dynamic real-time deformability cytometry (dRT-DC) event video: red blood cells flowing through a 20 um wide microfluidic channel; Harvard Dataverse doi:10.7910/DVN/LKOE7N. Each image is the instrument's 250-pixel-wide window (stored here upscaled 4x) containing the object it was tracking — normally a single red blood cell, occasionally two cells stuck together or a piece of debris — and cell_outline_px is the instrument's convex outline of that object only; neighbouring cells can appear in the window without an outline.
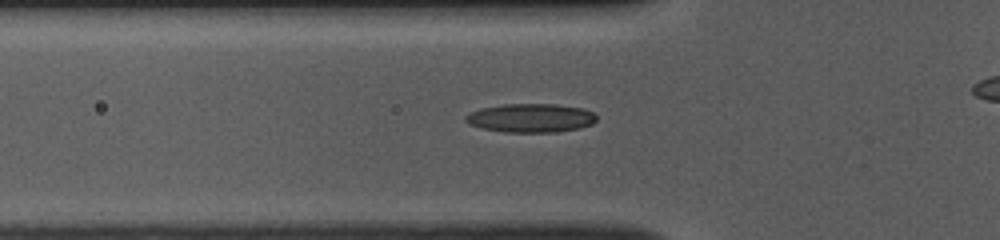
{"species": "common noctule bat (a hibernating species)", "species_latin": "Nyctalus noctula", "temperature_condition": "room temperature", "stored_images_in_passage": 41, "camera_frame_rate_fps": 3000, "um_per_image_px": 0.085, "animal": {"sex": "female", "body_mass_g": 10.0, "forearm_length_mm": 53.1}, "frame": {"image": 1, "passage_image": 16, "time_ms": 5.0, "image_size_px": [1000, 240], "cell_outline_px": [[596, 120], [592, 124], [580, 128], [556, 132], [504, 132], [480, 128], [468, 124], [464, 120], [464, 116], [480, 108], [504, 104], [556, 104], [584, 108], [592, 112], [596, 116]], "centroid_in_image_um": [45.1, 10.03], "position_along_channel_um": 80.7, "area_um2": 22.08}}
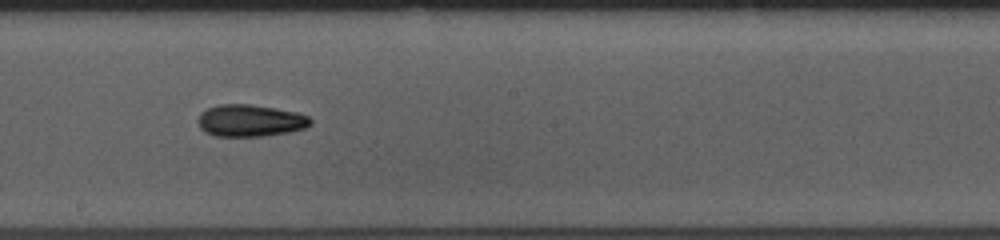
{"frame": {"image": 2, "passage_image": 27, "time_ms": 8.667, "image_size_px": [1000, 240], "cell_outline_px": [[312, 124], [308, 128], [288, 132], [264, 136], [216, 136], [204, 132], [200, 128], [196, 120], [200, 112], [208, 108], [220, 104], [248, 104], [276, 108], [296, 112], [308, 116], [312, 120]], "centroid_in_image_um": [21.26, 10.25], "position_along_channel_um": 226.9, "area_um2": 21.21}}
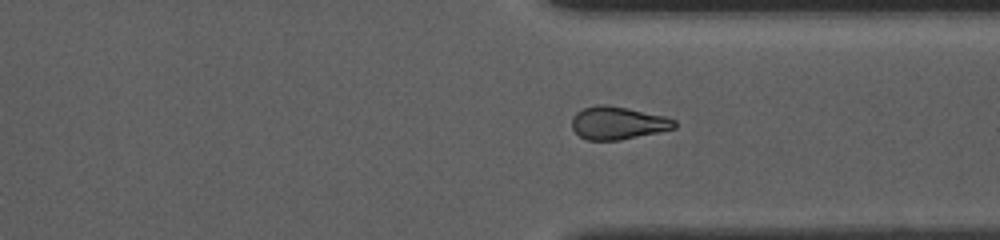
{"frame": {"image": 3, "passage_image": 37, "time_ms": 12.0, "image_size_px": [1000, 240], "cell_outline_px": [[676, 128], [660, 132], [620, 140], [588, 140], [580, 136], [572, 128], [572, 116], [576, 112], [584, 108], [596, 104], [604, 104], [628, 108], [664, 116], [676, 120]], "centroid_in_image_um": [52.52, 10.45], "position_along_channel_um": 358.9, "area_um2": 19.71}}